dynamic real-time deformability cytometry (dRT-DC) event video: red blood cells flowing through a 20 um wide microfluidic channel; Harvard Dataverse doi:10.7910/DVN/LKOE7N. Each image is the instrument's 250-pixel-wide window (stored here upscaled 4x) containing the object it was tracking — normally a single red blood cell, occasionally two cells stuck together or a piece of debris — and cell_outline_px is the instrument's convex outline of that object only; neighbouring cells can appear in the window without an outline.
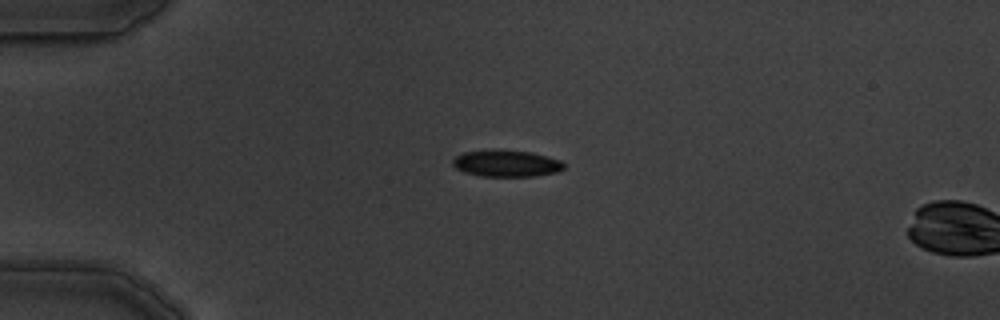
{"species": "common noctule bat (a hibernating species)", "species_latin": "Nyctalus noctula", "temperature_condition": "warm", "stored_images_in_passage": 5, "camera_frame_rate_fps": 3000, "um_per_image_px": 0.085, "animal": {"sex": "male", "body_mass_g": 19.5, "forearm_length_mm": 54.6}, "frame": {"image": 1, "passage_image": 4, "time_ms": 3.667, "image_size_px": [1000, 320], "cell_outline_px": [[564, 168], [560, 172], [536, 176], [480, 176], [464, 172], [456, 168], [452, 164], [452, 160], [456, 156], [464, 152], [532, 152], [560, 160], [564, 164]], "centroid_in_image_um": [43.09, 13.94], "position_along_channel_um": 41.9, "area_um2": 16.65}}